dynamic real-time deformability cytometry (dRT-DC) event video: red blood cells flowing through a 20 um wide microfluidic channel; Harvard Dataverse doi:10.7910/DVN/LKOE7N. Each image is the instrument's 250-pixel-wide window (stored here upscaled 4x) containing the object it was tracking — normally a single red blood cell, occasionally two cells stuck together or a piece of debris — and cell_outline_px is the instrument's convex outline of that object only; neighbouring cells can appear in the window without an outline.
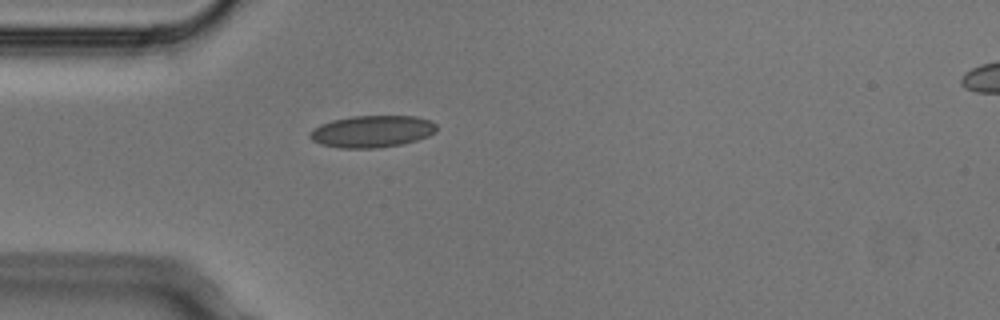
{"species": "Egyptian fruit bat (a non-hibernating species)", "species_latin": "Rousettus aegyptiacus", "temperature_condition": "cold", "stored_images_in_passage": 2, "segment_of_instrument_passage": [1, 2], "camera_frame_rate_fps": 3000, "um_per_image_px": 0.085, "animal": {"sex": "male"}, "frame": {"image": 1, "passage_image": 1, "time_ms": 0.0, "image_size_px": [1000, 320], "cell_outline_px": [[436, 132], [428, 136], [416, 140], [400, 144], [376, 148], [340, 148], [320, 144], [312, 140], [308, 136], [308, 132], [320, 124], [332, 120], [352, 116], [416, 116], [432, 120], [436, 124]], "centroid_in_image_um": [31.61, 11.16], "position_along_channel_um": 53.4, "area_um2": 23.7}}